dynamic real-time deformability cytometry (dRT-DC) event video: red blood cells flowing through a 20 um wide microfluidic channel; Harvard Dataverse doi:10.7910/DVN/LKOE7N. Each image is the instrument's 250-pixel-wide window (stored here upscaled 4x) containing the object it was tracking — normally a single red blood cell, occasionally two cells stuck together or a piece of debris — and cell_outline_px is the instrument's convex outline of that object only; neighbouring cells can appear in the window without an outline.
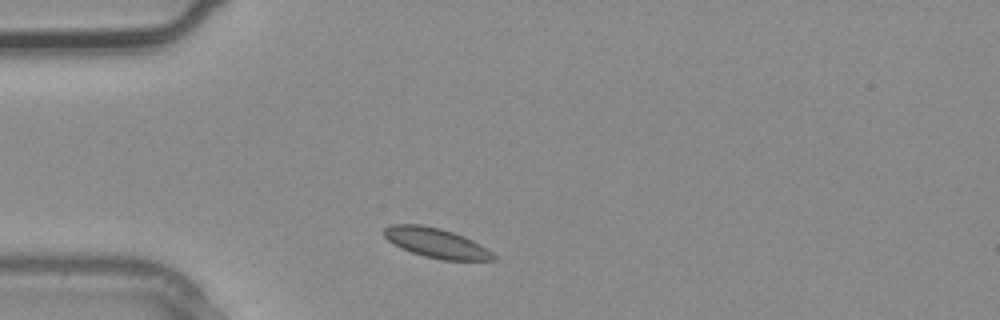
{"species": "common noctule bat (a hibernating species)", "species_latin": "Nyctalus noctula", "temperature_condition": "warm", "stored_images_in_passage": 1, "camera_frame_rate_fps": 3000, "um_per_image_px": 0.085, "animal": {"sex": "male", "body_mass_g": 20.4}, "frame": {"image": 1, "passage_image": 1, "time_ms": 0.0, "image_size_px": [1000, 320], "cell_outline_px": [[496, 260], [440, 260], [424, 256], [412, 252], [392, 244], [384, 236], [384, 228], [392, 224], [420, 224], [440, 228], [464, 236], [480, 244], [492, 252], [496, 256]], "centroid_in_image_um": [37.07, 20.65], "position_along_channel_um": 47.9, "area_um2": 18.9}}